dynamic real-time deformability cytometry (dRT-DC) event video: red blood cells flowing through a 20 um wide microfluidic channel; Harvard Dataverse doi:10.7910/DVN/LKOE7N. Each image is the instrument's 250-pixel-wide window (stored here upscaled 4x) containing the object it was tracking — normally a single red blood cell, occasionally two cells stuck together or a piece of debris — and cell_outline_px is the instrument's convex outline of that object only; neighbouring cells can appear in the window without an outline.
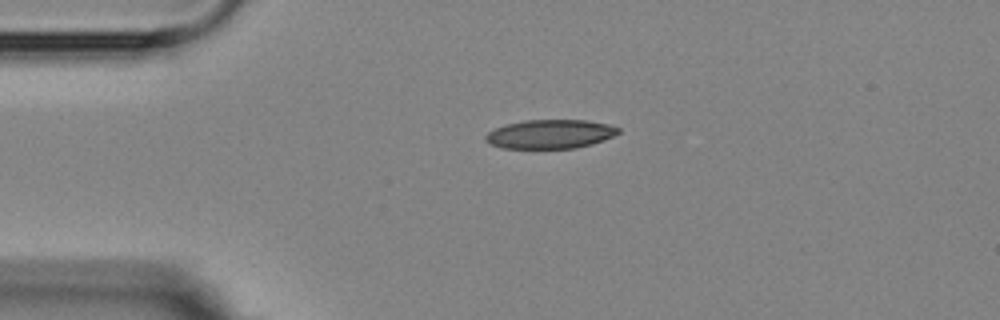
{"species": "Egyptian fruit bat (a non-hibernating species)", "species_latin": "Rousettus aegyptiacus", "temperature_condition": "room temperature", "stored_images_in_passage": 2, "camera_frame_rate_fps": 3000, "um_per_image_px": 0.085, "animal": {"sex": "female"}, "frame": {"image": 1, "passage_image": 1, "time_ms": 0.0, "image_size_px": [1000, 320], "cell_outline_px": [[620, 132], [604, 140], [576, 148], [500, 148], [488, 144], [484, 140], [484, 136], [488, 132], [496, 128], [508, 124], [524, 120], [584, 120], [608, 124], [620, 128]], "centroid_in_image_um": [46.73, 11.4], "position_along_channel_um": 38.3, "area_um2": 22.37}}